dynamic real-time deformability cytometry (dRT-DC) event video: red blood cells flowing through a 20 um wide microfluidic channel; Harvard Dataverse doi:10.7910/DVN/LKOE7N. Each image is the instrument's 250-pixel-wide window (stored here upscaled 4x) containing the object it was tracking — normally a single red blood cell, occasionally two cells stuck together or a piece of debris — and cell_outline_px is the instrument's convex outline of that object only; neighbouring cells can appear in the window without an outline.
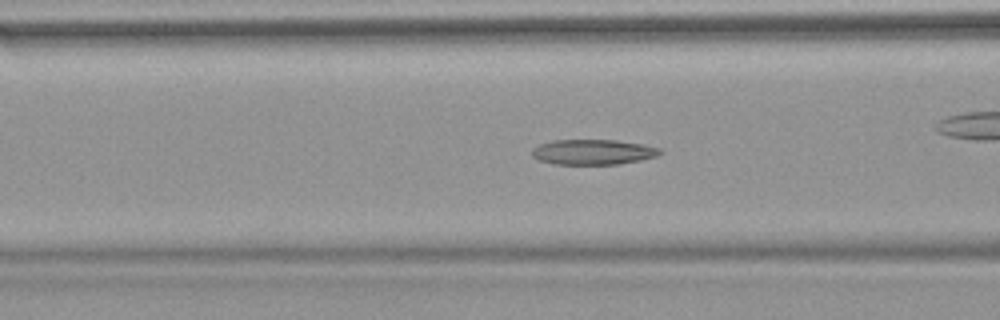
{"species": "common noctule bat (a hibernating species)", "species_latin": "Nyctalus noctula", "temperature_condition": "warm", "stored_images_in_passage": 47, "camera_frame_rate_fps": 3000, "um_per_image_px": 0.085, "animal": {"sex": "female", "body_mass_g": 18.4}, "frame": {"image": 1, "passage_image": 14, "time_ms": 4.333, "image_size_px": [1000, 320], "cell_outline_px": [[664, 152], [656, 156], [640, 160], [620, 164], [556, 164], [540, 160], [532, 156], [532, 148], [540, 144], [552, 140], [616, 140], [644, 144], [660, 148]], "centroid_in_image_um": [50.43, 12.91], "position_along_channel_um": 116.2, "area_um2": 18.84}}
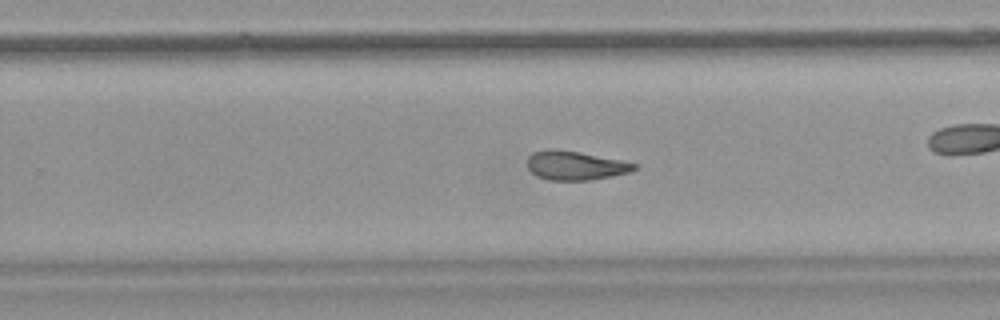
{"frame": {"image": 2, "passage_image": 27, "time_ms": 8.667, "image_size_px": [1000, 320], "cell_outline_px": [[636, 168], [632, 172], [592, 180], [548, 180], [536, 176], [528, 168], [528, 156], [532, 152], [548, 148], [556, 148], [580, 152], [620, 160], [636, 164]], "centroid_in_image_um": [48.87, 14.06], "position_along_channel_um": 280.9, "area_um2": 18.21}, "authors_computed_cell_mechanics": {"area_um2": 19.363, "velocity_mm_per_s": 3.8104, "shape_relaxation_time_tau1_ms": null, "shape_relaxation_time_tau2_ms": 2.1616, "deformation_change_tau1": null, "deformation_change_tau2": 0.0979}}